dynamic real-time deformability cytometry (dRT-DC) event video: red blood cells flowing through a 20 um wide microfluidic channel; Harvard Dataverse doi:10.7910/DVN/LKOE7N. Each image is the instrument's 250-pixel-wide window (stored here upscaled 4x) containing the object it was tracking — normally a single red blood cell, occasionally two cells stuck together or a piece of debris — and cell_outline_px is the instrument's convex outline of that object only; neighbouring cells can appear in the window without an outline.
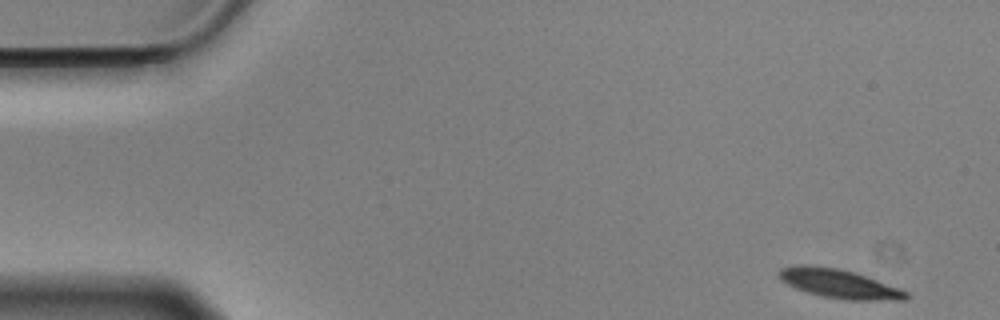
{"species": "Egyptian fruit bat (a non-hibernating species)", "species_latin": "Rousettus aegyptiacus", "temperature_condition": "cold", "stored_images_in_passage": 55, "camera_frame_rate_fps": 3000, "um_per_image_px": 0.085, "animal": {"sex": "male"}, "frame": {"image": 1, "passage_image": 1, "time_ms": 0.0, "image_size_px": [1000, 320], "cell_outline_px": [[912, 296], [904, 300], [844, 300], [820, 296], [796, 288], [780, 280], [776, 272], [780, 268], [796, 264], [804, 264], [836, 268], [856, 272], [900, 288], [908, 292]], "centroid_in_image_um": [71.32, 24.11], "position_along_channel_um": 13.7, "area_um2": 21.79}}
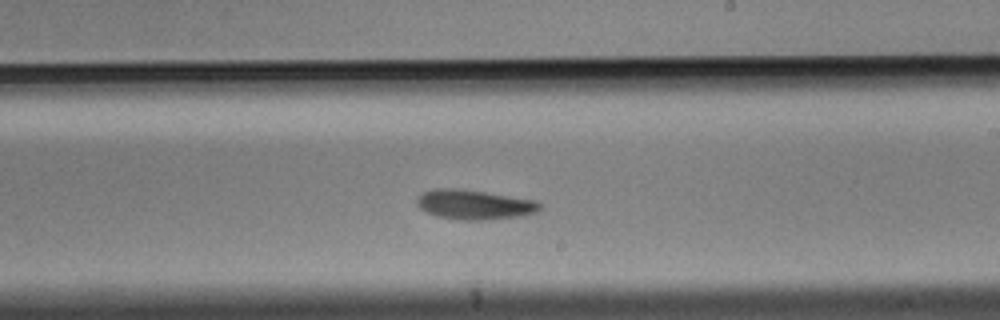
{"frame": {"image": 2, "passage_image": 31, "time_ms": 10.0, "image_size_px": [1000, 320], "cell_outline_px": [[544, 208], [536, 212], [524, 216], [484, 220], [464, 220], [436, 216], [420, 208], [416, 204], [416, 200], [420, 192], [432, 188], [452, 188], [484, 192], [536, 200]], "centroid_in_image_um": [40.31, 17.39], "position_along_channel_um": 248.7, "area_um2": 21.39}}
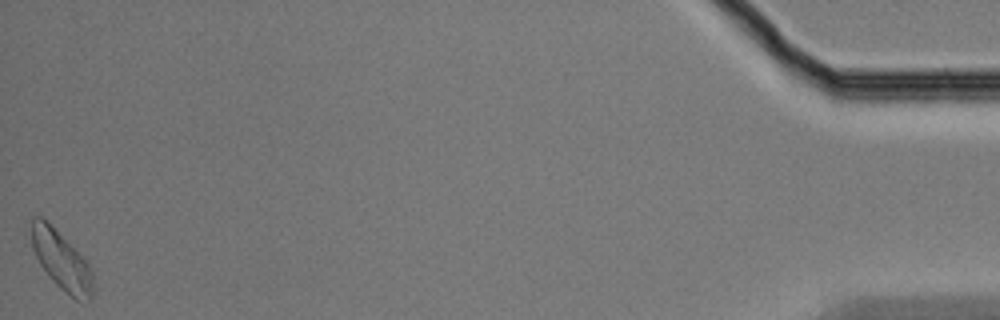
{"frame": {"image": 3, "passage_image": 55, "time_ms": 18.0, "image_size_px": [1000, 320], "cell_outline_px": [[92, 300], [88, 304], [76, 300], [60, 288], [48, 276], [40, 264], [32, 248], [32, 216], [40, 216], [92, 268]], "centroid_in_image_um": [5.23, 22.25], "position_along_channel_um": 430.0, "area_um2": 20.35}, "authors_computed_cell_mechanics": {"area_um2": 20.808, "velocity_mm_per_s": 3.4702, "shape_relaxation_time_tau1_ms": 2.8044, "shape_relaxation_time_tau2_ms": 5.4592, "deformation_change_tau1": 0.1012, "deformation_change_tau2": 0.1244}}